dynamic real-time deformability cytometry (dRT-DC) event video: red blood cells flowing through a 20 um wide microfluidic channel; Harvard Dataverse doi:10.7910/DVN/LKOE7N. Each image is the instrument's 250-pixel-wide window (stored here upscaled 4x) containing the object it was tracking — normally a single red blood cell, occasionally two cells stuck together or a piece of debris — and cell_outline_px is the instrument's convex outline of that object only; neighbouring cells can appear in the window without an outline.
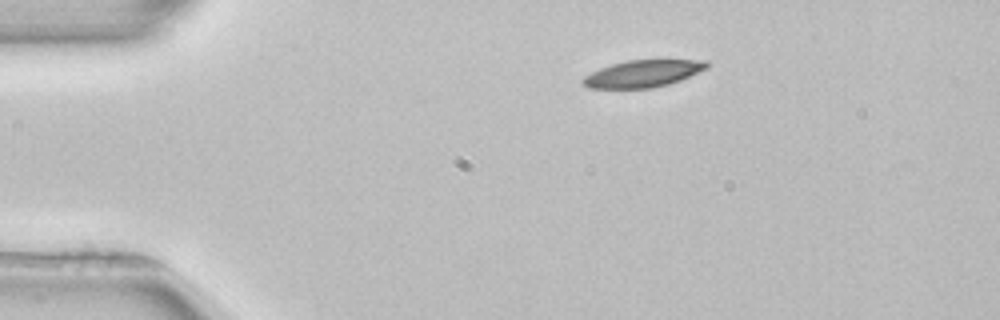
{"species": "common noctule bat (a hibernating species)", "species_latin": "Nyctalus noctula", "temperature_condition": "room temperature", "stored_images_in_passage": 44, "camera_frame_rate_fps": 3000, "um_per_image_px": 0.085, "animal": {"sex": "female", "body_mass_g": 22.7, "forearm_length_mm": 54.2}, "frame": {"image": 1, "passage_image": 1, "time_ms": 0.0, "image_size_px": [1000, 320], "cell_outline_px": [[708, 68], [680, 80], [668, 84], [652, 88], [588, 88], [580, 84], [580, 80], [584, 76], [600, 68], [612, 64], [628, 60], [708, 60]], "centroid_in_image_um": [54.62, 6.26], "position_along_channel_um": 30.4, "area_um2": 19.54}}
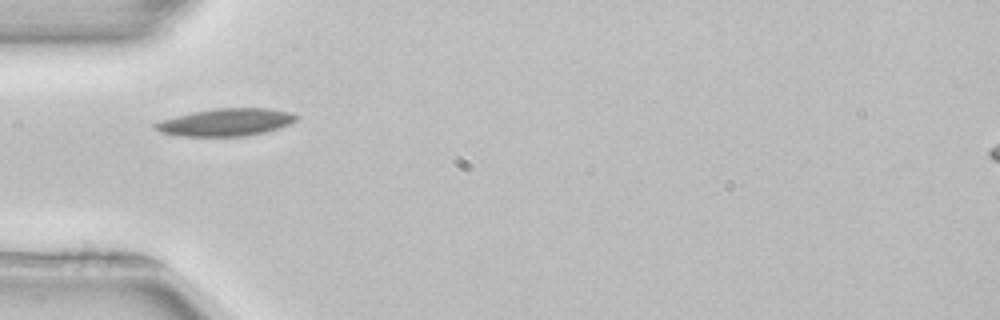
{"frame": {"image": 2, "passage_image": 8, "time_ms": 2.333, "image_size_px": [1000, 320], "cell_outline_px": [[300, 116], [292, 124], [280, 128], [264, 132], [244, 136], [180, 136], [160, 132], [152, 128], [152, 124], [160, 120], [192, 112], [216, 108], [268, 108], [292, 112]], "centroid_in_image_um": [19.21, 10.39], "position_along_channel_um": 65.8, "area_um2": 22.83}}
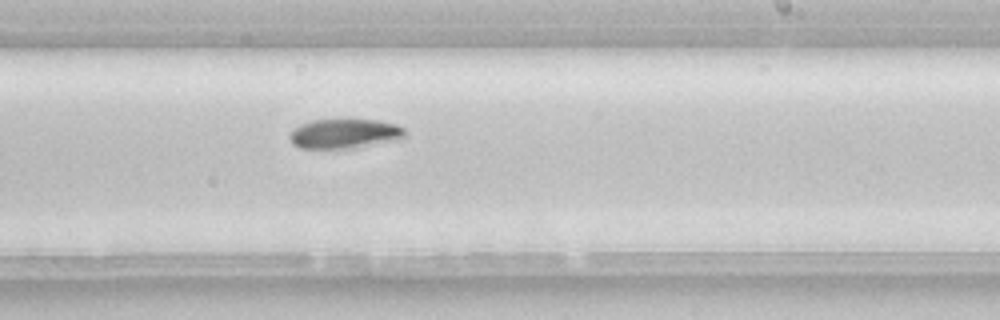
{"frame": {"image": 3, "passage_image": 23, "time_ms": 7.333, "image_size_px": [1000, 320], "cell_outline_px": [[404, 136], [392, 140], [352, 148], [300, 148], [292, 144], [288, 136], [292, 128], [300, 124], [312, 120], [380, 120], [396, 124], [404, 128]], "centroid_in_image_um": [29.2, 11.35], "position_along_channel_um": 259.8, "area_um2": 19.65}, "authors_computed_cell_mechanics": {"area_um2": 20.2878, "velocity_mm_per_s": 3.9039, "shape_relaxation_time_tau1_ms": 2.7357, "shape_relaxation_time_tau2_ms": null, "deformation_change_tau1": 0.1287, "deformation_change_tau2": null}}